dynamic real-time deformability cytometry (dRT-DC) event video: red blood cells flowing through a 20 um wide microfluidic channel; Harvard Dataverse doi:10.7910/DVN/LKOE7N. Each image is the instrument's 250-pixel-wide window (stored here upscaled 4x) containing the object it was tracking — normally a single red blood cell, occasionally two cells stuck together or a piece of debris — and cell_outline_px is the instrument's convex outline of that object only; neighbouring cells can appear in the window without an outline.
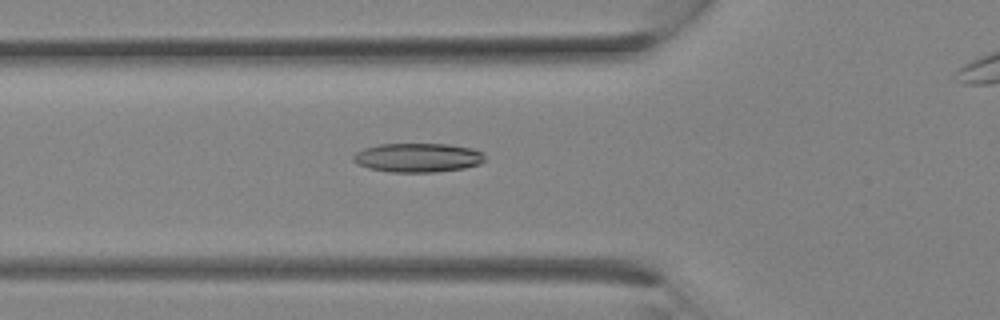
{"species": "Egyptian fruit bat (a non-hibernating species)", "species_latin": "Rousettus aegyptiacus", "temperature_condition": "room temperature", "stored_images_in_passage": 26, "camera_frame_rate_fps": 3000, "um_per_image_px": 0.085, "animal": {"sex": "female"}, "frame": {"image": 1, "passage_image": 10, "time_ms": 3.0, "image_size_px": [1000, 320], "cell_outline_px": [[484, 160], [480, 164], [464, 168], [432, 172], [392, 172], [368, 168], [356, 164], [352, 160], [352, 156], [356, 152], [364, 148], [380, 144], [448, 144], [472, 148], [484, 152]], "centroid_in_image_um": [35.5, 13.39], "position_along_channel_um": 90.3, "area_um2": 22.37}}
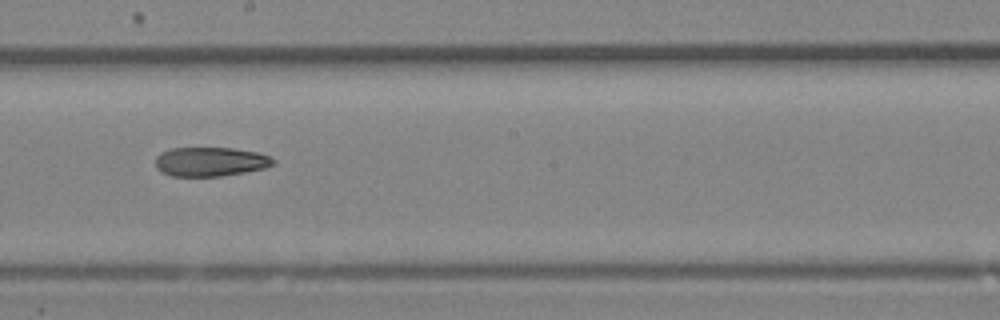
{"frame": {"image": 2, "passage_image": 16, "time_ms": 5.0, "image_size_px": [1000, 320], "cell_outline_px": [[276, 164], [264, 168], [244, 172], [220, 176], [172, 176], [160, 172], [156, 168], [156, 156], [160, 152], [172, 148], [232, 148], [256, 152], [268, 156], [276, 160]], "centroid_in_image_um": [17.86, 13.74], "position_along_channel_um": 230.3, "area_um2": 20.06}}
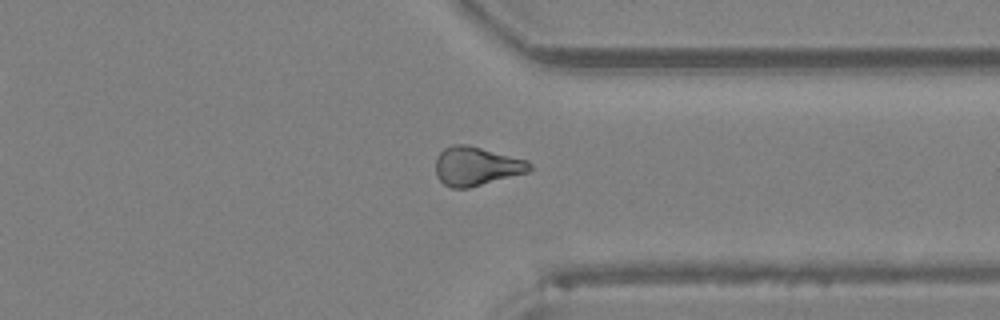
{"frame": {"image": 3, "passage_image": 22, "time_ms": 7.0, "image_size_px": [1000, 320], "cell_outline_px": [[532, 168], [528, 172], [468, 188], [452, 188], [444, 184], [436, 176], [436, 156], [444, 148], [452, 144], [468, 144], [528, 160], [532, 164]], "centroid_in_image_um": [40.49, 14.11], "position_along_channel_um": 370.9, "area_um2": 21.39}}